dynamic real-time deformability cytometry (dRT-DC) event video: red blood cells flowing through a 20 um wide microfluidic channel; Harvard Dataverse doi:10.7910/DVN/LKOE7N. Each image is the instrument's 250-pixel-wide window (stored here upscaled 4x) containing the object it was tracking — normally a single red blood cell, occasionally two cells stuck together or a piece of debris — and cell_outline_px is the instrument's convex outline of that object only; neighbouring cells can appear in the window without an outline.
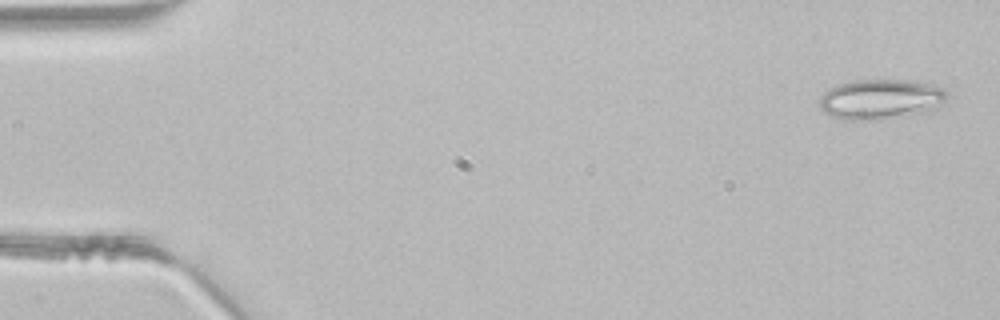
{"species": "common noctule bat (a hibernating species)", "species_latin": "Nyctalus noctula", "temperature_condition": "room temperature", "stored_images_in_passage": 46, "segment_of_instrument_passage": [1, 2], "camera_frame_rate_fps": 3000, "um_per_image_px": 0.085, "animal": {"sex": "male", "body_mass_g": 21.5, "forearm_length_mm": 52.0}, "frame": {"image": 1, "passage_image": 2, "time_ms": 0.333, "image_size_px": [1000, 320], "cell_outline_px": [[948, 100], [940, 108], [932, 112], [888, 120], [844, 120], [820, 112], [820, 96], [828, 88], [836, 84], [852, 80], [916, 80], [944, 88], [948, 92]], "centroid_in_image_um": [74.93, 8.46], "position_along_channel_um": 10.1, "area_um2": 31.15}}
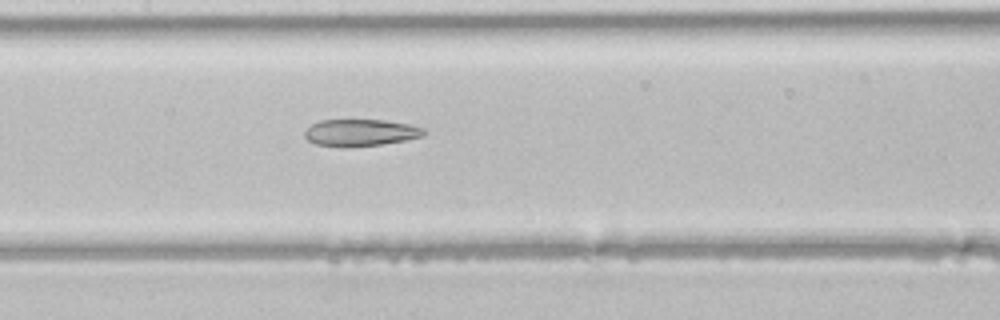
{"frame": {"image": 2, "passage_image": 22, "time_ms": 7.0, "image_size_px": [1000, 320], "cell_outline_px": [[428, 132], [424, 136], [404, 140], [380, 144], [316, 144], [308, 140], [304, 136], [304, 132], [312, 124], [320, 120], [384, 120], [408, 124], [424, 128]], "centroid_in_image_um": [30.7, 11.22], "position_along_channel_um": 176.7, "area_um2": 17.8}}
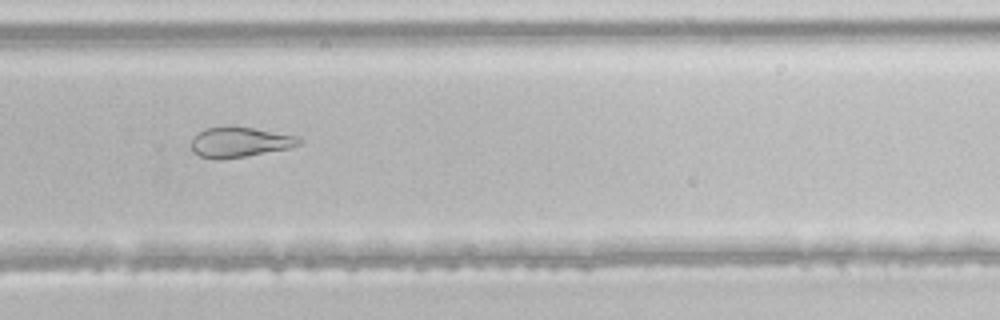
{"frame": {"image": 3, "passage_image": 31, "time_ms": 10.0, "image_size_px": [1000, 320], "cell_outline_px": [[304, 140], [300, 144], [292, 148], [220, 160], [216, 160], [200, 156], [192, 152], [192, 136], [204, 128], [252, 128], [300, 136]], "centroid_in_image_um": [20.41, 12.11], "position_along_channel_um": 309.4, "area_um2": 18.84}}